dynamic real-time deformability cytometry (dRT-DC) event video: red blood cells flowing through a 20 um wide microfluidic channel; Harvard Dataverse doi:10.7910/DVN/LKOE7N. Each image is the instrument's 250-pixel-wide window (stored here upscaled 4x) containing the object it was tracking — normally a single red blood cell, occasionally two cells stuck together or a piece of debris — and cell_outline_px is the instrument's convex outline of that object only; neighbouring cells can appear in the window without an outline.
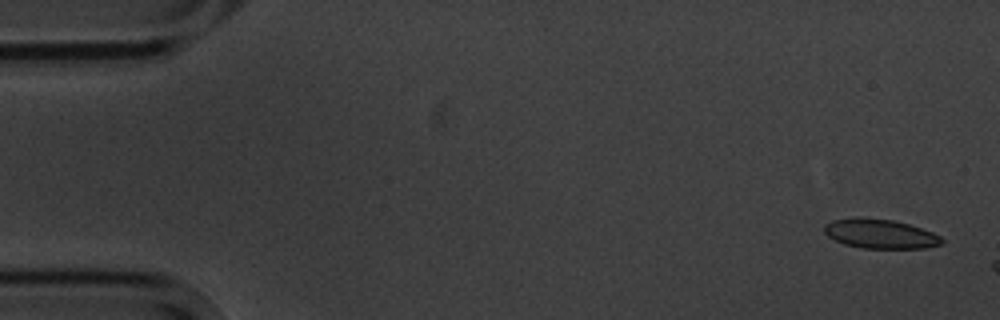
{"species": "common noctule bat (a hibernating species)", "species_latin": "Nyctalus noctula", "temperature_condition": "cold", "stored_images_in_passage": 3, "camera_frame_rate_fps": 3000, "um_per_image_px": 0.085, "animal": {"sex": "male", "body_mass_g": 20.1, "forearm_length_mm": 53.5}, "frame": {"image": 1, "passage_image": 1, "time_ms": 0.0, "image_size_px": [1000, 320], "cell_outline_px": [[944, 244], [924, 248], [860, 248], [844, 244], [828, 236], [824, 232], [824, 224], [832, 220], [860, 216], [892, 220], [908, 224], [932, 232], [940, 236], [944, 240]], "centroid_in_image_um": [74.8, 19.87], "position_along_channel_um": 10.2, "area_um2": 20.23}}